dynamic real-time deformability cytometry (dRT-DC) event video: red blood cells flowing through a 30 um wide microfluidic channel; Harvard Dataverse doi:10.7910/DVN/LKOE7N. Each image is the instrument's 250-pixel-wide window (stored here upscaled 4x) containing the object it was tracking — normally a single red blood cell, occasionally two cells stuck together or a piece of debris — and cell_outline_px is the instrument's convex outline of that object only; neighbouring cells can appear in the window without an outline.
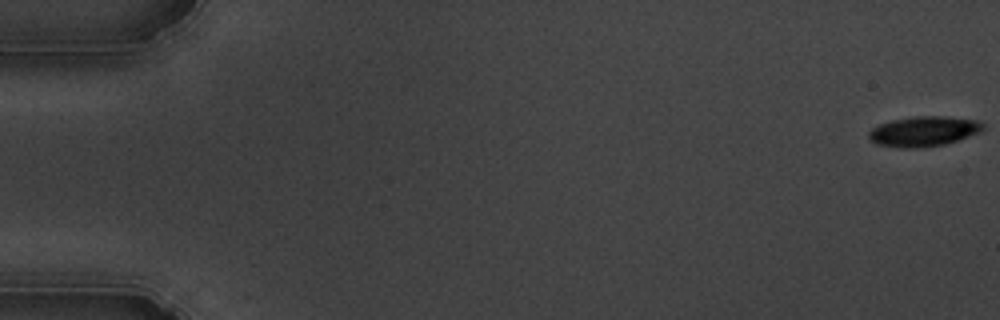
{"species": "common noctule bat (a hibernating species)", "species_latin": "Nyctalus noctula", "temperature_condition": "cold", "stored_images_in_passage": 56, "camera_frame_rate_fps": 3000, "um_per_image_px": 0.085, "animal": {"sex": "male", "body_mass_g": 19.5, "forearm_length_mm": 54.6}, "frame": {"image": 1, "passage_image": 1, "time_ms": 0.0, "image_size_px": [1000, 320], "cell_outline_px": [[984, 128], [980, 132], [944, 144], [916, 148], [900, 148], [876, 144], [868, 140], [868, 132], [872, 128], [880, 124], [892, 120], [916, 116], [944, 116], [976, 120], [984, 124]], "centroid_in_image_um": [78.47, 11.16], "position_along_channel_um": 6.5, "area_um2": 19.94}}
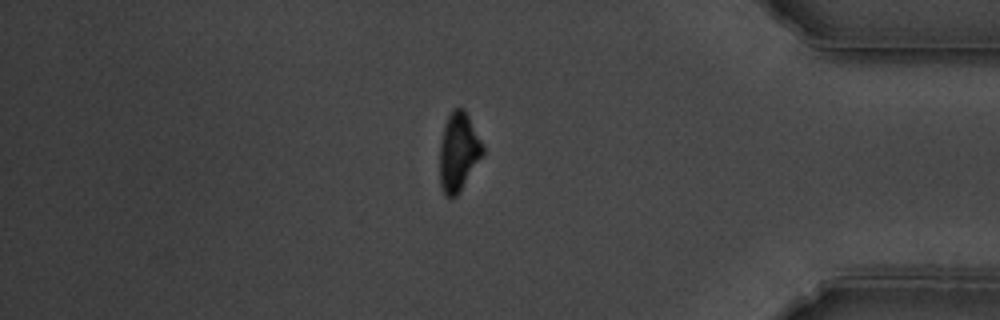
{"frame": {"image": 2, "passage_image": 48, "time_ms": 15.667, "image_size_px": [1000, 320], "cell_outline_px": [[484, 152], [460, 192], [456, 196], [448, 196], [444, 192], [440, 184], [440, 144], [444, 128], [448, 116], [452, 108], [464, 108], [484, 148]], "centroid_in_image_um": [38.96, 12.9], "position_along_channel_um": 396.2, "area_um2": 19.25}}
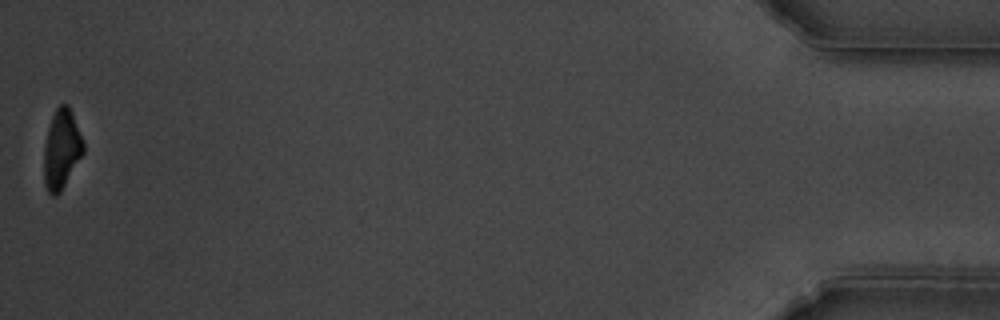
{"frame": {"image": 3, "passage_image": 56, "time_ms": 18.333, "image_size_px": [1000, 320], "cell_outline_px": [[84, 152], [60, 192], [56, 196], [52, 196], [48, 192], [44, 184], [44, 144], [48, 128], [52, 116], [56, 108], [60, 104], [68, 104], [72, 112], [84, 140]], "centroid_in_image_um": [5.23, 12.67], "position_along_channel_um": 430.0, "area_um2": 18.32}, "authors_computed_cell_mechanics": {"area_um2": 20.7213, "velocity_mm_per_s": 3.6423, "shape_relaxation_time_tau1_ms": 3.0125, "shape_relaxation_time_tau2_ms": null, "deformation_change_tau1": 0.1157, "deformation_change_tau2": null}}